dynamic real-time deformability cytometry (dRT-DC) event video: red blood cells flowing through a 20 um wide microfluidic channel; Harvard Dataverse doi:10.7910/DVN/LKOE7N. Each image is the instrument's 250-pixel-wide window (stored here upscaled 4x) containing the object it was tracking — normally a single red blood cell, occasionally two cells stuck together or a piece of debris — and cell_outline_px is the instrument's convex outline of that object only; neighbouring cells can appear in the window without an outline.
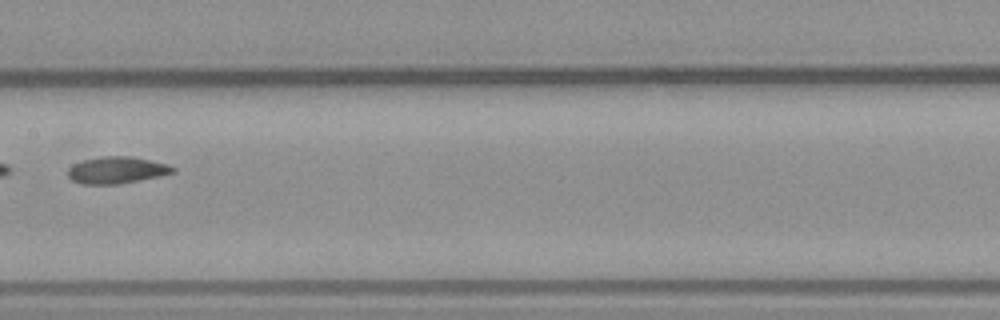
{"species": "common noctule bat (a hibernating species)", "species_latin": "Nyctalus noctula", "temperature_condition": "warm", "stored_images_in_passage": 8, "camera_frame_rate_fps": 3000, "um_per_image_px": 0.085, "animal": {"sex": "male", "body_mass_g": 23.1, "forearm_length_mm": 52.7}, "frame": {"image": 1, "passage_image": 7, "time_ms": 8.0, "image_size_px": [1000, 320], "cell_outline_px": [[176, 172], [160, 176], [120, 184], [80, 184], [72, 180], [68, 176], [68, 168], [72, 164], [84, 160], [100, 156], [132, 156], [168, 164], [176, 168]], "centroid_in_image_um": [9.93, 14.46], "position_along_channel_um": 197.5, "area_um2": 16.59}}
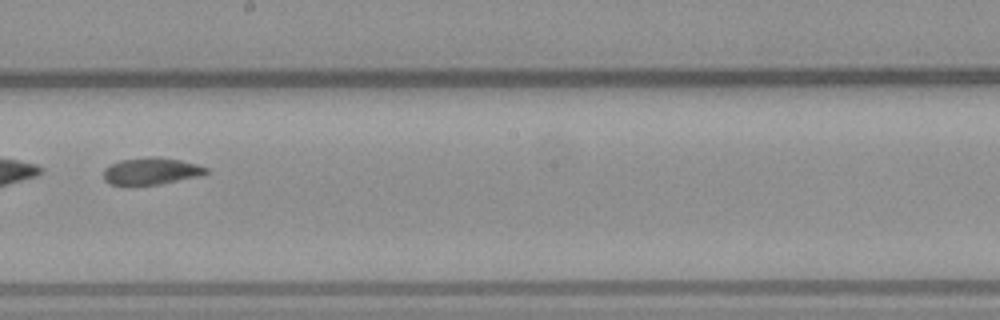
{"frame": {"image": 2, "passage_image": 8, "time_ms": 9.0, "image_size_px": [1000, 320], "cell_outline_px": [[208, 172], [196, 176], [160, 184], [128, 188], [112, 184], [104, 180], [104, 168], [120, 160], [148, 156], [156, 156], [180, 160], [196, 164], [208, 168]], "centroid_in_image_um": [12.77, 14.57], "position_along_channel_um": 235.4, "area_um2": 16.47}}